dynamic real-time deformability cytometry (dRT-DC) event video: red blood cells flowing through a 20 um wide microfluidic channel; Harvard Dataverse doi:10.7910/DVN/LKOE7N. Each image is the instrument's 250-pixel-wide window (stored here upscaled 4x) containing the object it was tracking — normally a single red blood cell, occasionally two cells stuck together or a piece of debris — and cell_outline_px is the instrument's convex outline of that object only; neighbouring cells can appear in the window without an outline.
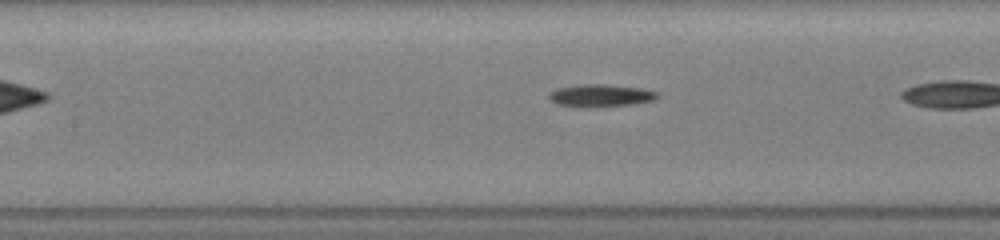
{"species": "common noctule bat (a hibernating species)", "species_latin": "Nyctalus noctula", "temperature_condition": "room temperature", "stored_images_in_passage": 8, "camera_frame_rate_fps": 3000, "um_per_image_px": 0.085, "animal": {"sex": "female", "body_mass_g": 19.5, "forearm_length_mm": 54.1}, "frame": {"image": 1, "passage_image": 6, "time_ms": 2.0, "image_size_px": [1000, 240], "cell_outline_px": [[660, 96], [656, 100], [632, 104], [588, 108], [580, 108], [556, 104], [548, 96], [548, 92], [556, 88], [584, 84], [604, 84], [640, 88], [656, 92]], "centroid_in_image_um": [51.02, 8.14], "position_along_channel_um": 156.4, "area_um2": 14.39}}